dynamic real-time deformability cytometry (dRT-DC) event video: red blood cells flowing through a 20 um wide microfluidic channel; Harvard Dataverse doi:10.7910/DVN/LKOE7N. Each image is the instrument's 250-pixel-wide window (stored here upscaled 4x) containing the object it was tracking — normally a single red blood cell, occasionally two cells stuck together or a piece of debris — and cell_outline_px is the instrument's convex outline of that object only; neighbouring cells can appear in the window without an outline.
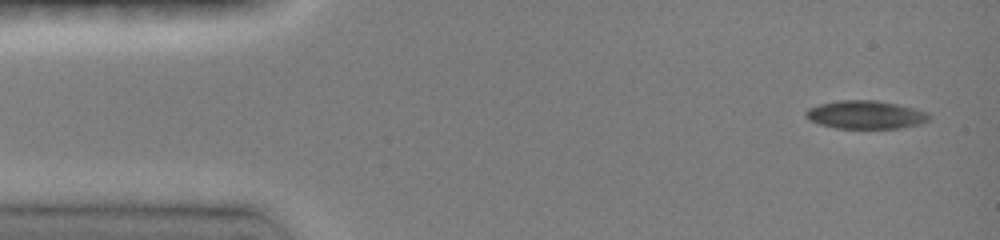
{"species": "common noctule bat (a hibernating species)", "species_latin": "Nyctalus noctula", "temperature_condition": "room temperature", "stored_images_in_passage": 30, "camera_frame_rate_fps": 3000, "um_per_image_px": 0.085, "animal": {"sex": "female", "body_mass_g": 19.0, "forearm_length_mm": 51.5}, "frame": {"image": 1, "passage_image": 1, "time_ms": 0.0, "image_size_px": [1000, 240], "cell_outline_px": [[932, 116], [928, 120], [920, 124], [896, 128], [836, 128], [820, 124], [804, 116], [804, 112], [808, 108], [820, 104], [836, 100], [876, 100], [916, 108], [928, 112]], "centroid_in_image_um": [73.59, 9.74], "position_along_channel_um": 11.4, "area_um2": 20.29}}
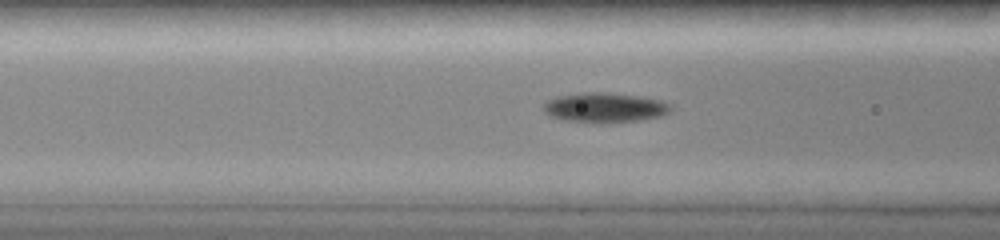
{"frame": {"image": 2, "passage_image": 14, "time_ms": 5.0, "image_size_px": [1000, 240], "cell_outline_px": [[672, 108], [668, 112], [660, 116], [640, 120], [564, 120], [552, 116], [544, 112], [544, 104], [548, 100], [556, 96], [580, 92], [604, 92], [636, 96], [664, 100], [672, 104]], "centroid_in_image_um": [51.43, 9.09], "position_along_channel_um": 115.2, "area_um2": 21.21}}
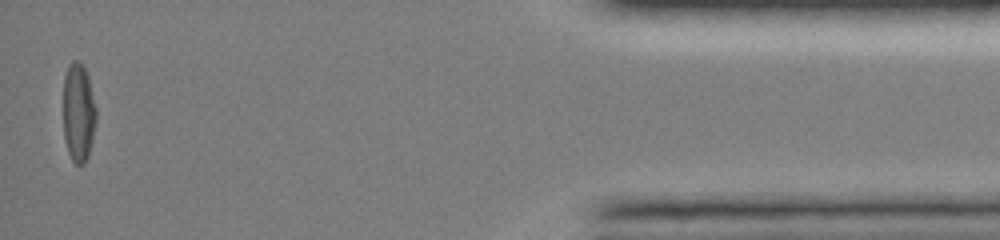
{"frame": {"image": 3, "passage_image": 30, "time_ms": 14.333, "image_size_px": [1000, 240], "cell_outline_px": [[96, 120], [92, 140], [88, 156], [84, 164], [76, 164], [72, 160], [68, 152], [64, 136], [64, 76], [68, 64], [72, 60], [80, 60], [88, 76], [96, 108]], "centroid_in_image_um": [6.67, 9.54], "position_along_channel_um": 428.5, "area_um2": 18.96}, "authors_computed_cell_mechanics": {"area_um2": 20.7213, "velocity_mm_per_s": 4.0828, "shape_relaxation_time_tau1_ms": 8.5289, "shape_relaxation_time_tau2_ms": 10.1084, "deformation_change_tau1": 0.2022, "deformation_change_tau2": 0.1603}}